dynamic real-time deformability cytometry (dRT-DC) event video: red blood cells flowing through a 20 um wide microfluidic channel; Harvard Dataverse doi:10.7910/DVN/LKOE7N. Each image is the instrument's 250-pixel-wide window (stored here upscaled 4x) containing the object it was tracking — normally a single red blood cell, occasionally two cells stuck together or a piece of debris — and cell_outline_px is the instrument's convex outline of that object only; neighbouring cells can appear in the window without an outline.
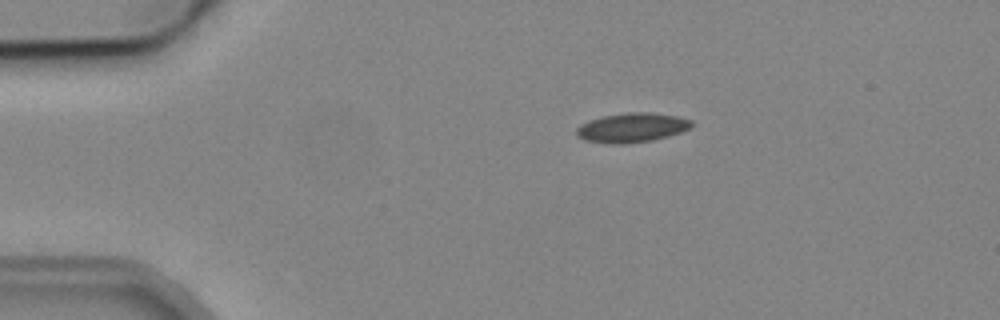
{"species": "common noctule bat (a hibernating species)", "species_latin": "Nyctalus noctula", "temperature_condition": "cold", "stored_images_in_passage": 4, "camera_frame_rate_fps": 3000, "um_per_image_px": 0.085, "animal": {"sex": "male", "body_mass_g": 19.2, "forearm_length_mm": 51.8}, "frame": {"image": 1, "passage_image": 4, "time_ms": 4.333, "image_size_px": [1000, 320], "cell_outline_px": [[692, 128], [668, 136], [652, 140], [624, 144], [612, 144], [584, 140], [576, 136], [576, 128], [580, 124], [588, 120], [604, 116], [628, 112], [652, 112], [676, 116], [692, 120]], "centroid_in_image_um": [53.69, 10.85], "position_along_channel_um": 31.3, "area_um2": 19.83}}